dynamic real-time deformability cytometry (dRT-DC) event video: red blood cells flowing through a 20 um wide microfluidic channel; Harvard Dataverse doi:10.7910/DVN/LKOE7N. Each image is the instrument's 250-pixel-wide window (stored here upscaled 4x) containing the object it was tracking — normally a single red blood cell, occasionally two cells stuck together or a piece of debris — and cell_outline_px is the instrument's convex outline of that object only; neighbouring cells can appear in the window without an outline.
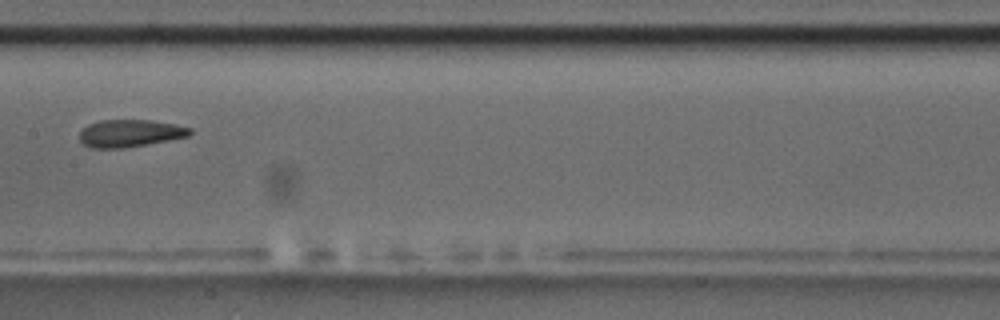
{"species": "common noctule bat (a hibernating species)", "species_latin": "Nyctalus noctula", "temperature_condition": "room temperature", "stored_images_in_passage": 10, "camera_frame_rate_fps": 3000, "um_per_image_px": 0.085, "animal": {"sex": "male", "body_mass_g": 17.5, "forearm_length_mm": 52.3}, "frame": {"image": 1, "passage_image": 9, "time_ms": 9.333, "image_size_px": [1000, 320], "cell_outline_px": [[192, 132], [188, 136], [168, 140], [120, 148], [92, 148], [84, 144], [80, 140], [80, 132], [88, 124], [100, 120], [152, 120], [192, 128]], "centroid_in_image_um": [11.03, 11.32], "position_along_channel_um": 196.4, "area_um2": 17.34}}